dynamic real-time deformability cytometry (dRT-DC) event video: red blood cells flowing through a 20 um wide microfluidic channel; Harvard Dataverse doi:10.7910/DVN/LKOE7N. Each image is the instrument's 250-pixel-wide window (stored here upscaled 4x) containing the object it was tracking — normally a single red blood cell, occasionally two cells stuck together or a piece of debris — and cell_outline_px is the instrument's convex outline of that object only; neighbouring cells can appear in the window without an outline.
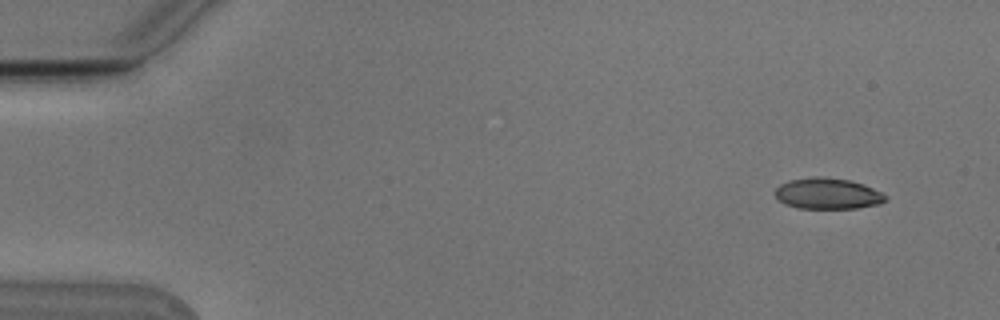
{"species": "Egyptian fruit bat (a non-hibernating species)", "species_latin": "Rousettus aegyptiacus", "temperature_condition": "cold", "stored_images_in_passage": 2, "camera_frame_rate_fps": 3000, "um_per_image_px": 0.085, "animal": {"sex": "male"}, "frame": {"image": 1, "passage_image": 1, "time_ms": 0.0, "image_size_px": [1000, 320], "cell_outline_px": [[888, 196], [880, 204], [856, 208], [800, 208], [784, 204], [776, 196], [776, 188], [780, 184], [788, 180], [812, 176], [824, 176], [852, 180], [864, 184]], "centroid_in_image_um": [70.35, 16.43], "position_along_channel_um": 14.7, "area_um2": 20.06}}